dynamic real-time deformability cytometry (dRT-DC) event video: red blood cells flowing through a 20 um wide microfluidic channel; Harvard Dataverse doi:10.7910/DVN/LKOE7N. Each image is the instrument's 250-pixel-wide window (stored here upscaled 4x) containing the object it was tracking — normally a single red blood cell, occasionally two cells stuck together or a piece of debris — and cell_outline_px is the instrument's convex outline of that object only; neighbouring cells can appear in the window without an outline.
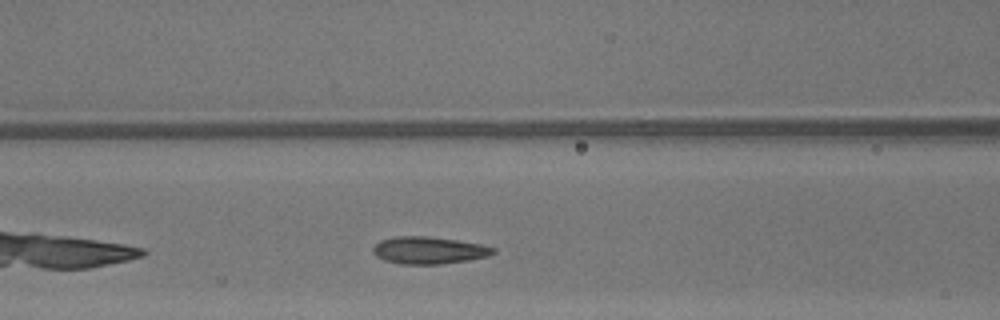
{"species": "common noctule bat (a hibernating species)", "species_latin": "Nyctalus noctula", "temperature_condition": "warm", "stored_images_in_passage": 24, "camera_frame_rate_fps": 3000, "um_per_image_px": 0.085, "animal": {"sex": "male", "body_mass_g": 13.3}, "frame": {"image": 1, "passage_image": 7, "time_ms": 2.0, "image_size_px": [1000, 320], "cell_outline_px": [[496, 252], [488, 256], [468, 260], [440, 264], [400, 264], [384, 260], [376, 256], [372, 252], [372, 248], [380, 240], [396, 236], [424, 236], [456, 240], [480, 244], [496, 248]], "centroid_in_image_um": [36.43, 21.28], "position_along_channel_um": 130.2, "area_um2": 19.02}}
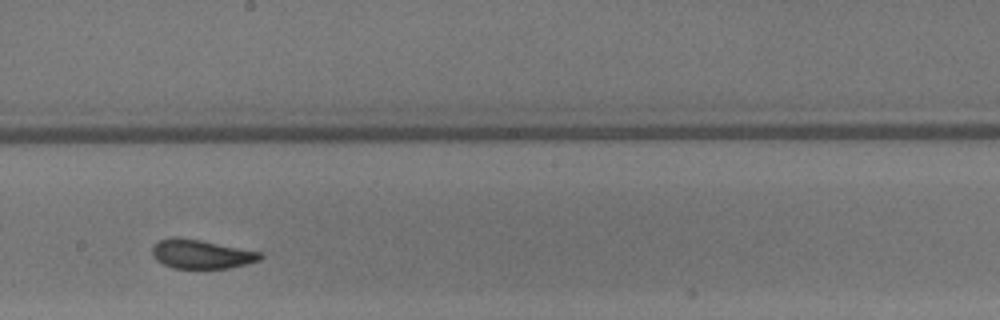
{"frame": {"image": 2, "passage_image": 14, "time_ms": 4.333, "image_size_px": [1000, 320], "cell_outline_px": [[264, 256], [260, 260], [228, 268], [172, 268], [156, 260], [152, 256], [152, 248], [160, 240], [200, 240], [260, 252]], "centroid_in_image_um": [17.15, 21.64], "position_along_channel_um": 231.1, "area_um2": 17.46}}
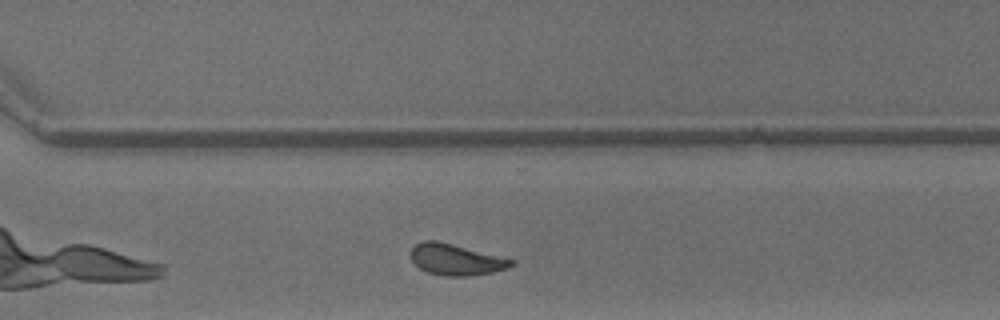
{"frame": {"image": 3, "passage_image": 21, "time_ms": 6.667, "image_size_px": [1000, 320], "cell_outline_px": [[516, 264], [508, 268], [492, 272], [468, 276], [444, 276], [428, 272], [420, 268], [412, 260], [412, 248], [416, 244], [424, 240], [436, 240], [516, 260]], "centroid_in_image_um": [38.79, 22.07], "position_along_channel_um": 331.8, "area_um2": 18.09}, "authors_computed_cell_mechanics": {"area_um2": 18.6116, "velocity_mm_per_s": 4.3372, "shape_relaxation_time_tau1_ms": 3.708, "shape_relaxation_time_tau2_ms": 1.1221, "deformation_change_tau1": 0.1169, "deformation_change_tau2": 0.0697}}